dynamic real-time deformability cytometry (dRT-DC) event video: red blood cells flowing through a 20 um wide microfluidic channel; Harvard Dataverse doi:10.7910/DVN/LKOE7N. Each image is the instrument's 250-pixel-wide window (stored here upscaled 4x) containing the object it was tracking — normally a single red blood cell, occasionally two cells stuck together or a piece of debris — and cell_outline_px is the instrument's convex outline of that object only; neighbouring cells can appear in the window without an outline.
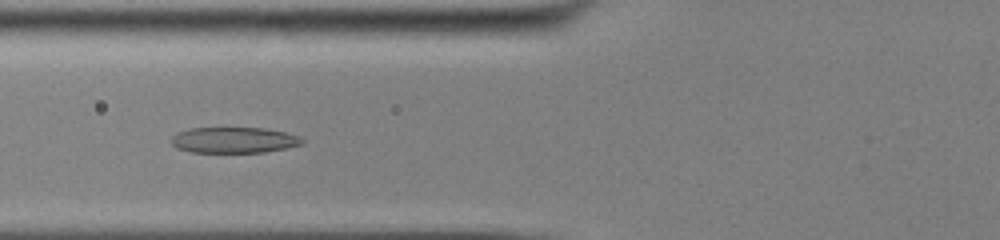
{"species": "common noctule bat (a hibernating species)", "species_latin": "Nyctalus noctula", "temperature_condition": "cold", "stored_images_in_passage": 54, "camera_frame_rate_fps": 3000, "um_per_image_px": 0.085, "animal": {"sex": "male", "body_mass_g": 13.0, "forearm_length_mm": 53.1}, "frame": {"image": 1, "passage_image": 22, "time_ms": 7.0, "image_size_px": [1000, 240], "cell_outline_px": [[304, 140], [300, 144], [284, 148], [264, 152], [192, 152], [180, 148], [172, 144], [172, 136], [180, 132], [192, 128], [260, 128], [284, 132], [296, 136]], "centroid_in_image_um": [19.86, 11.9], "position_along_channel_um": 105.9, "area_um2": 19.13}}
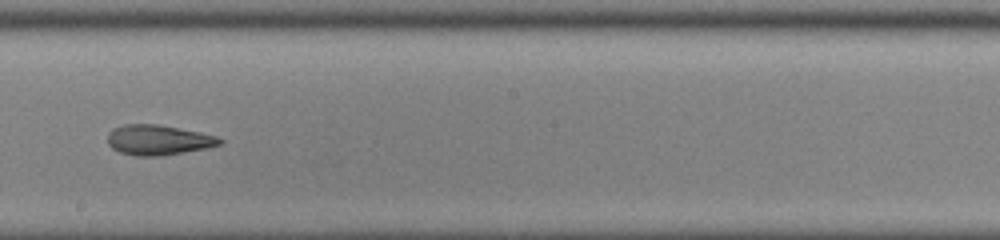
{"frame": {"image": 2, "passage_image": 32, "time_ms": 10.333, "image_size_px": [1000, 240], "cell_outline_px": [[224, 140], [220, 144], [204, 148], [184, 152], [160, 156], [136, 156], [120, 152], [112, 148], [108, 144], [108, 132], [112, 128], [124, 124], [156, 124], [200, 132], [216, 136]], "centroid_in_image_um": [13.41, 11.89], "position_along_channel_um": 234.8, "area_um2": 19.59}}
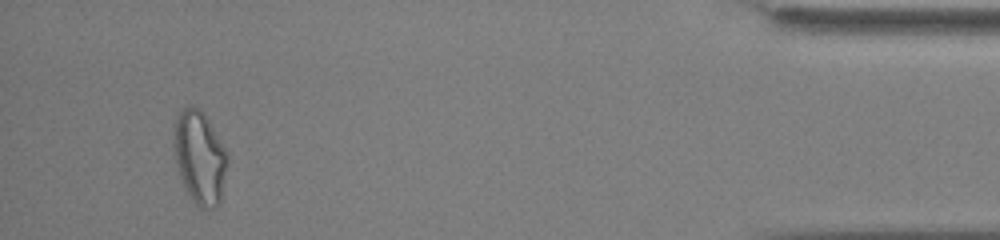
{"frame": {"image": 3, "passage_image": 51, "time_ms": 16.667, "image_size_px": [1000, 240], "cell_outline_px": [[228, 164], [220, 204], [216, 208], [200, 208], [192, 200], [180, 176], [176, 164], [176, 116], [188, 104], [192, 104], [200, 108], [228, 152]], "centroid_in_image_um": [17.03, 13.4], "position_along_channel_um": 418.2, "area_um2": 28.67}, "authors_computed_cell_mechanics": {"area_um2": 22.3397, "velocity_mm_per_s": 3.8554, "shape_relaxation_time_tau1_ms": 8.1586, "shape_relaxation_time_tau2_ms": 2.3391, "deformation_change_tau1": 0.2167, "deformation_change_tau2": 0.1068}}